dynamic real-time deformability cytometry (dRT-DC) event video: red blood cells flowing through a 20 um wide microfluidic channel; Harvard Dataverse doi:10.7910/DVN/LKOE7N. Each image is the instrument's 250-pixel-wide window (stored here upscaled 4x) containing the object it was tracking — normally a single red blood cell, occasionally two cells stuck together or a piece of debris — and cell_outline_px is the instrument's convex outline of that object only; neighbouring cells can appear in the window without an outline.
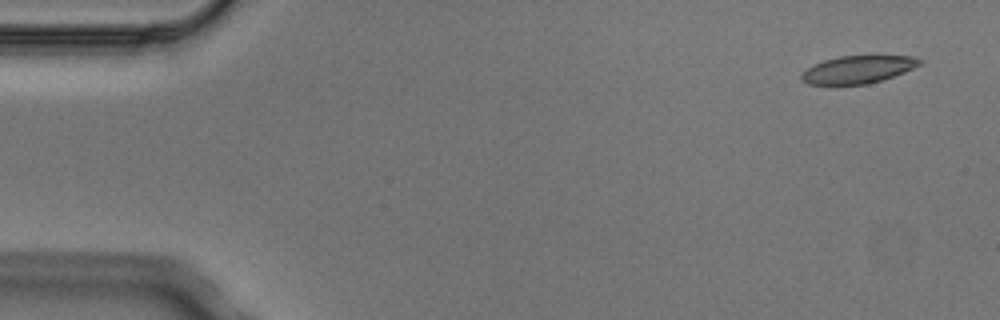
{"species": "Egyptian fruit bat (a non-hibernating species)", "species_latin": "Rousettus aegyptiacus", "temperature_condition": "cold", "stored_images_in_passage": 6, "camera_frame_rate_fps": 3000, "um_per_image_px": 0.085, "animal": {"sex": "male"}, "frame": {"image": 1, "passage_image": 1, "time_ms": 0.0, "image_size_px": [1000, 320], "cell_outline_px": [[924, 60], [920, 64], [904, 72], [868, 84], [808, 84], [800, 80], [800, 76], [808, 68], [824, 60], [840, 56], [912, 56]], "centroid_in_image_um": [72.92, 5.9], "position_along_channel_um": 12.1, "area_um2": 18.67}}
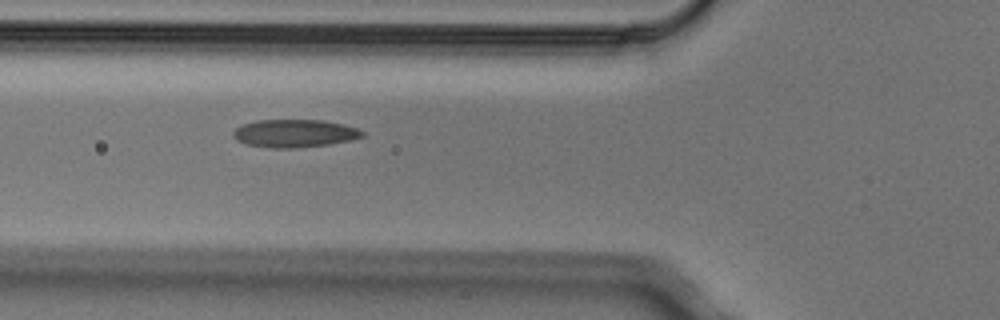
{"frame": {"image": 2, "passage_image": 5, "time_ms": 1.333, "image_size_px": [1000, 320], "cell_outline_px": [[364, 136], [352, 140], [328, 144], [296, 148], [272, 148], [244, 144], [236, 140], [232, 136], [232, 132], [236, 128], [244, 124], [256, 120], [324, 120], [344, 124], [356, 128], [364, 132]], "centroid_in_image_um": [25.02, 11.34], "position_along_channel_um": 100.8, "area_um2": 21.1}}
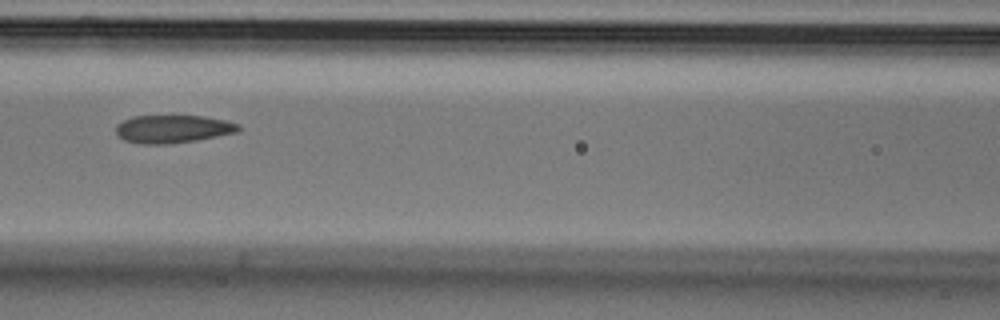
{"frame": {"image": 3, "passage_image": 6, "time_ms": 1.667, "image_size_px": [1000, 320], "cell_outline_px": [[240, 128], [236, 132], [196, 140], [172, 144], [140, 144], [124, 140], [116, 132], [116, 124], [132, 116], [204, 116], [224, 120], [240, 124]], "centroid_in_image_um": [14.67, 10.96], "position_along_channel_um": 151.9, "area_um2": 19.88}}